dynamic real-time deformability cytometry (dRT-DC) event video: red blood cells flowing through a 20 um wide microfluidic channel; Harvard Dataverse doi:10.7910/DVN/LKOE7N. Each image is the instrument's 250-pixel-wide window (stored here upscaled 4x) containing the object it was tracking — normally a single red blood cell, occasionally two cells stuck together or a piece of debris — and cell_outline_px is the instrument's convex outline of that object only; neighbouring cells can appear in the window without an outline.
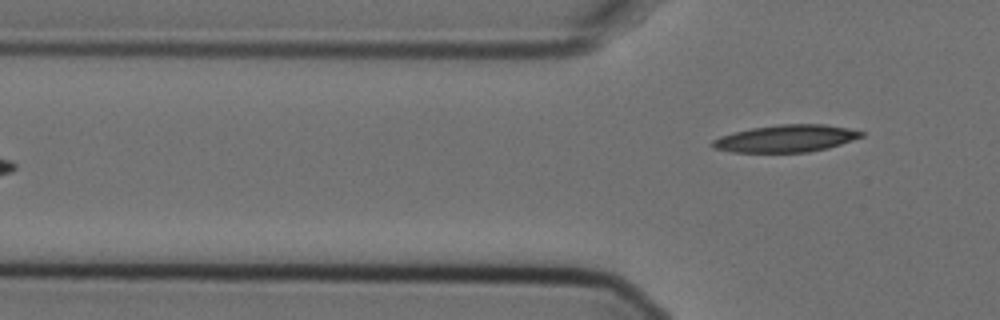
{"species": "Egyptian fruit bat (a non-hibernating species)", "species_latin": "Rousettus aegyptiacus", "temperature_condition": "cold", "stored_images_in_passage": 4, "camera_frame_rate_fps": 3000, "um_per_image_px": 0.085, "animal": {"sex": "female"}, "frame": {"image": 1, "passage_image": 4, "time_ms": 1.0, "image_size_px": [1000, 320], "cell_outline_px": [[864, 136], [828, 148], [808, 152], [732, 152], [712, 148], [712, 140], [720, 136], [732, 132], [752, 128], [780, 124], [824, 124], [848, 128], [864, 132]], "centroid_in_image_um": [66.79, 11.77], "position_along_channel_um": 59.0, "area_um2": 23.58}}